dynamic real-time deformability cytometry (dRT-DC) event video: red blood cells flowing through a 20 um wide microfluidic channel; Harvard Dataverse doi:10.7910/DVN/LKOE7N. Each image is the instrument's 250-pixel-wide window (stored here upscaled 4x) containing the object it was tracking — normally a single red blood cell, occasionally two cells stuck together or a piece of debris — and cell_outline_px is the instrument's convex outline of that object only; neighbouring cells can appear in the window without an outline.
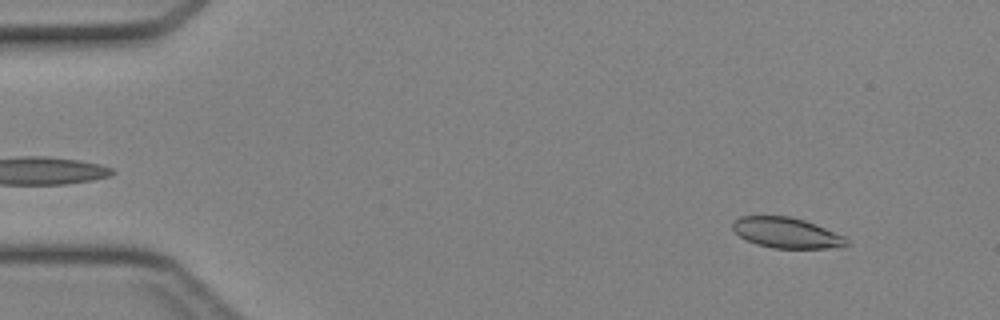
{"species": "Egyptian fruit bat (a non-hibernating species)", "species_latin": "Rousettus aegyptiacus", "temperature_condition": "cold", "stored_images_in_passage": 45, "camera_frame_rate_fps": 3000, "um_per_image_px": 0.085, "animal": {"sex": "female"}, "frame": {"image": 1, "passage_image": 4, "time_ms": 1.0, "image_size_px": [1000, 320], "cell_outline_px": [[848, 244], [828, 248], [772, 248], [756, 244], [740, 236], [732, 228], [732, 224], [740, 216], [788, 216], [804, 220], [816, 224], [844, 236], [848, 240]], "centroid_in_image_um": [66.84, 19.78], "position_along_channel_um": 18.2, "area_um2": 20.0}}
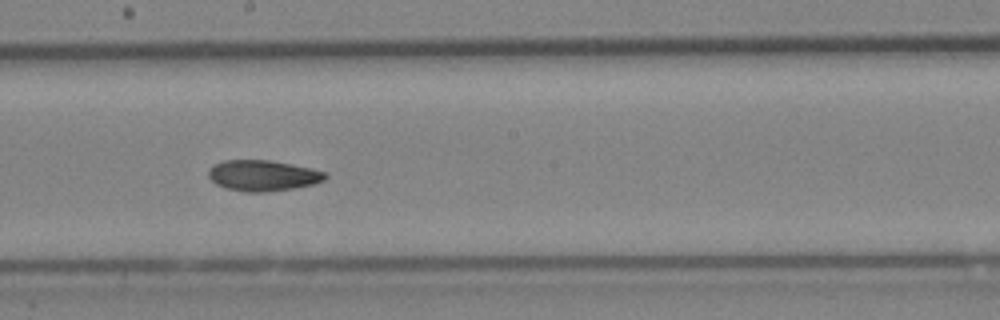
{"frame": {"image": 2, "passage_image": 25, "time_ms": 8.0, "image_size_px": [1000, 320], "cell_outline_px": [[328, 176], [324, 180], [312, 184], [292, 188], [264, 192], [244, 192], [228, 188], [216, 184], [208, 176], [208, 168], [212, 164], [224, 160], [268, 160], [312, 168], [324, 172]], "centroid_in_image_um": [22.3, 14.91], "position_along_channel_um": 225.9, "area_um2": 20.87}}
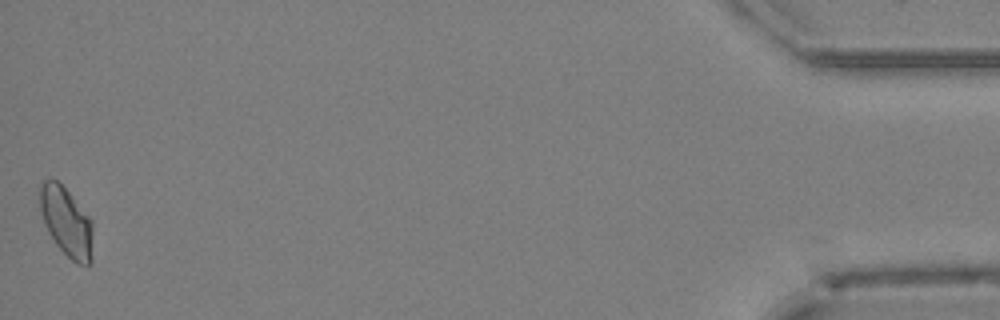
{"frame": {"image": 3, "passage_image": 45, "time_ms": 14.667, "image_size_px": [1000, 320], "cell_outline_px": [[92, 264], [76, 264], [56, 244], [48, 232], [44, 224], [40, 208], [40, 184], [44, 180], [56, 180], [68, 192], [92, 220]], "centroid_in_image_um": [5.65, 18.88], "position_along_channel_um": 429.5, "area_um2": 21.1}}